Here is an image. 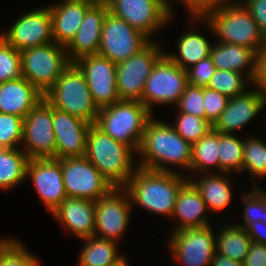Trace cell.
Segmentation results:
<instances>
[{
  "label": "cell",
  "mask_w": 266,
  "mask_h": 266,
  "mask_svg": "<svg viewBox=\"0 0 266 266\" xmlns=\"http://www.w3.org/2000/svg\"><path fill=\"white\" fill-rule=\"evenodd\" d=\"M54 108L95 124L99 112L93 102L86 78L75 63H71L44 94Z\"/></svg>",
  "instance_id": "obj_6"
},
{
  "label": "cell",
  "mask_w": 266,
  "mask_h": 266,
  "mask_svg": "<svg viewBox=\"0 0 266 266\" xmlns=\"http://www.w3.org/2000/svg\"><path fill=\"white\" fill-rule=\"evenodd\" d=\"M265 105L266 96L258 89L247 90L244 94L231 97L213 129L220 133L233 134L256 117Z\"/></svg>",
  "instance_id": "obj_20"
},
{
  "label": "cell",
  "mask_w": 266,
  "mask_h": 266,
  "mask_svg": "<svg viewBox=\"0 0 266 266\" xmlns=\"http://www.w3.org/2000/svg\"><path fill=\"white\" fill-rule=\"evenodd\" d=\"M169 8H170V11L172 10V7H171V4L168 3L169 1L168 0H162Z\"/></svg>",
  "instance_id": "obj_52"
},
{
  "label": "cell",
  "mask_w": 266,
  "mask_h": 266,
  "mask_svg": "<svg viewBox=\"0 0 266 266\" xmlns=\"http://www.w3.org/2000/svg\"><path fill=\"white\" fill-rule=\"evenodd\" d=\"M210 44L205 36L193 31L188 32L183 34L178 40L179 55L167 54V56L176 65L186 70L203 58L210 56L212 47Z\"/></svg>",
  "instance_id": "obj_30"
},
{
  "label": "cell",
  "mask_w": 266,
  "mask_h": 266,
  "mask_svg": "<svg viewBox=\"0 0 266 266\" xmlns=\"http://www.w3.org/2000/svg\"><path fill=\"white\" fill-rule=\"evenodd\" d=\"M74 63L83 72L98 109L120 100L116 84L117 64L100 54L83 56Z\"/></svg>",
  "instance_id": "obj_16"
},
{
  "label": "cell",
  "mask_w": 266,
  "mask_h": 266,
  "mask_svg": "<svg viewBox=\"0 0 266 266\" xmlns=\"http://www.w3.org/2000/svg\"><path fill=\"white\" fill-rule=\"evenodd\" d=\"M243 148L244 140H240L235 135L219 132L220 172L227 174L243 171Z\"/></svg>",
  "instance_id": "obj_33"
},
{
  "label": "cell",
  "mask_w": 266,
  "mask_h": 266,
  "mask_svg": "<svg viewBox=\"0 0 266 266\" xmlns=\"http://www.w3.org/2000/svg\"><path fill=\"white\" fill-rule=\"evenodd\" d=\"M51 213L80 239L94 236L95 201L67 197Z\"/></svg>",
  "instance_id": "obj_23"
},
{
  "label": "cell",
  "mask_w": 266,
  "mask_h": 266,
  "mask_svg": "<svg viewBox=\"0 0 266 266\" xmlns=\"http://www.w3.org/2000/svg\"><path fill=\"white\" fill-rule=\"evenodd\" d=\"M0 37L18 51L54 42L49 7L38 8L20 16L7 33L0 34Z\"/></svg>",
  "instance_id": "obj_17"
},
{
  "label": "cell",
  "mask_w": 266,
  "mask_h": 266,
  "mask_svg": "<svg viewBox=\"0 0 266 266\" xmlns=\"http://www.w3.org/2000/svg\"><path fill=\"white\" fill-rule=\"evenodd\" d=\"M192 145L173 126L153 117L147 122L138 149V167L155 171H173L164 164L177 165L190 171ZM166 167V168H165Z\"/></svg>",
  "instance_id": "obj_2"
},
{
  "label": "cell",
  "mask_w": 266,
  "mask_h": 266,
  "mask_svg": "<svg viewBox=\"0 0 266 266\" xmlns=\"http://www.w3.org/2000/svg\"><path fill=\"white\" fill-rule=\"evenodd\" d=\"M73 1H85V2L91 3L92 5L107 3V0H73Z\"/></svg>",
  "instance_id": "obj_51"
},
{
  "label": "cell",
  "mask_w": 266,
  "mask_h": 266,
  "mask_svg": "<svg viewBox=\"0 0 266 266\" xmlns=\"http://www.w3.org/2000/svg\"><path fill=\"white\" fill-rule=\"evenodd\" d=\"M81 240L86 243L81 249L78 266H111L121 257L116 241L97 236Z\"/></svg>",
  "instance_id": "obj_31"
},
{
  "label": "cell",
  "mask_w": 266,
  "mask_h": 266,
  "mask_svg": "<svg viewBox=\"0 0 266 266\" xmlns=\"http://www.w3.org/2000/svg\"><path fill=\"white\" fill-rule=\"evenodd\" d=\"M152 115L142 102L119 100L99 109L95 125L138 152L146 124Z\"/></svg>",
  "instance_id": "obj_5"
},
{
  "label": "cell",
  "mask_w": 266,
  "mask_h": 266,
  "mask_svg": "<svg viewBox=\"0 0 266 266\" xmlns=\"http://www.w3.org/2000/svg\"><path fill=\"white\" fill-rule=\"evenodd\" d=\"M131 208L130 197L124 188H113L95 201L94 236L117 242L129 224Z\"/></svg>",
  "instance_id": "obj_15"
},
{
  "label": "cell",
  "mask_w": 266,
  "mask_h": 266,
  "mask_svg": "<svg viewBox=\"0 0 266 266\" xmlns=\"http://www.w3.org/2000/svg\"><path fill=\"white\" fill-rule=\"evenodd\" d=\"M243 266H266V245L252 241Z\"/></svg>",
  "instance_id": "obj_46"
},
{
  "label": "cell",
  "mask_w": 266,
  "mask_h": 266,
  "mask_svg": "<svg viewBox=\"0 0 266 266\" xmlns=\"http://www.w3.org/2000/svg\"><path fill=\"white\" fill-rule=\"evenodd\" d=\"M163 54L159 44L152 40L140 52L117 64L116 84L120 100L141 102L145 82Z\"/></svg>",
  "instance_id": "obj_10"
},
{
  "label": "cell",
  "mask_w": 266,
  "mask_h": 266,
  "mask_svg": "<svg viewBox=\"0 0 266 266\" xmlns=\"http://www.w3.org/2000/svg\"><path fill=\"white\" fill-rule=\"evenodd\" d=\"M210 266H243V262L215 253Z\"/></svg>",
  "instance_id": "obj_49"
},
{
  "label": "cell",
  "mask_w": 266,
  "mask_h": 266,
  "mask_svg": "<svg viewBox=\"0 0 266 266\" xmlns=\"http://www.w3.org/2000/svg\"><path fill=\"white\" fill-rule=\"evenodd\" d=\"M27 177L33 181L39 197L50 212H53L67 198L62 178L61 159H30L26 168Z\"/></svg>",
  "instance_id": "obj_18"
},
{
  "label": "cell",
  "mask_w": 266,
  "mask_h": 266,
  "mask_svg": "<svg viewBox=\"0 0 266 266\" xmlns=\"http://www.w3.org/2000/svg\"><path fill=\"white\" fill-rule=\"evenodd\" d=\"M189 8L192 18L194 16H204L208 11L218 8L228 0H182Z\"/></svg>",
  "instance_id": "obj_45"
},
{
  "label": "cell",
  "mask_w": 266,
  "mask_h": 266,
  "mask_svg": "<svg viewBox=\"0 0 266 266\" xmlns=\"http://www.w3.org/2000/svg\"><path fill=\"white\" fill-rule=\"evenodd\" d=\"M253 83L266 96V43L257 54L256 75Z\"/></svg>",
  "instance_id": "obj_47"
},
{
  "label": "cell",
  "mask_w": 266,
  "mask_h": 266,
  "mask_svg": "<svg viewBox=\"0 0 266 266\" xmlns=\"http://www.w3.org/2000/svg\"><path fill=\"white\" fill-rule=\"evenodd\" d=\"M243 5L266 38V0H244Z\"/></svg>",
  "instance_id": "obj_44"
},
{
  "label": "cell",
  "mask_w": 266,
  "mask_h": 266,
  "mask_svg": "<svg viewBox=\"0 0 266 266\" xmlns=\"http://www.w3.org/2000/svg\"><path fill=\"white\" fill-rule=\"evenodd\" d=\"M108 13L107 4L92 5L73 40L66 47L67 56L71 63L83 56L98 54L101 41L102 26Z\"/></svg>",
  "instance_id": "obj_21"
},
{
  "label": "cell",
  "mask_w": 266,
  "mask_h": 266,
  "mask_svg": "<svg viewBox=\"0 0 266 266\" xmlns=\"http://www.w3.org/2000/svg\"><path fill=\"white\" fill-rule=\"evenodd\" d=\"M133 153L131 147L91 125L85 157L114 188H123L134 174Z\"/></svg>",
  "instance_id": "obj_3"
},
{
  "label": "cell",
  "mask_w": 266,
  "mask_h": 266,
  "mask_svg": "<svg viewBox=\"0 0 266 266\" xmlns=\"http://www.w3.org/2000/svg\"><path fill=\"white\" fill-rule=\"evenodd\" d=\"M188 85L186 70L176 65L167 54H163L151 70L145 82L141 102L152 111L154 104L177 105Z\"/></svg>",
  "instance_id": "obj_8"
},
{
  "label": "cell",
  "mask_w": 266,
  "mask_h": 266,
  "mask_svg": "<svg viewBox=\"0 0 266 266\" xmlns=\"http://www.w3.org/2000/svg\"><path fill=\"white\" fill-rule=\"evenodd\" d=\"M218 150L219 132L212 129L198 142L192 144L190 171L202 174L210 171L211 167L220 169Z\"/></svg>",
  "instance_id": "obj_32"
},
{
  "label": "cell",
  "mask_w": 266,
  "mask_h": 266,
  "mask_svg": "<svg viewBox=\"0 0 266 266\" xmlns=\"http://www.w3.org/2000/svg\"><path fill=\"white\" fill-rule=\"evenodd\" d=\"M43 98L44 94L22 76L0 83V113L25 118Z\"/></svg>",
  "instance_id": "obj_22"
},
{
  "label": "cell",
  "mask_w": 266,
  "mask_h": 266,
  "mask_svg": "<svg viewBox=\"0 0 266 266\" xmlns=\"http://www.w3.org/2000/svg\"><path fill=\"white\" fill-rule=\"evenodd\" d=\"M29 160L19 148H0V191L11 189L26 179Z\"/></svg>",
  "instance_id": "obj_28"
},
{
  "label": "cell",
  "mask_w": 266,
  "mask_h": 266,
  "mask_svg": "<svg viewBox=\"0 0 266 266\" xmlns=\"http://www.w3.org/2000/svg\"><path fill=\"white\" fill-rule=\"evenodd\" d=\"M21 73L42 94H45L57 78L71 64L66 48L56 42L20 51Z\"/></svg>",
  "instance_id": "obj_7"
},
{
  "label": "cell",
  "mask_w": 266,
  "mask_h": 266,
  "mask_svg": "<svg viewBox=\"0 0 266 266\" xmlns=\"http://www.w3.org/2000/svg\"><path fill=\"white\" fill-rule=\"evenodd\" d=\"M216 253L238 262H244L252 243L246 229L235 225L224 227L215 236Z\"/></svg>",
  "instance_id": "obj_29"
},
{
  "label": "cell",
  "mask_w": 266,
  "mask_h": 266,
  "mask_svg": "<svg viewBox=\"0 0 266 266\" xmlns=\"http://www.w3.org/2000/svg\"><path fill=\"white\" fill-rule=\"evenodd\" d=\"M108 11L148 38L165 26L172 11L162 0H107Z\"/></svg>",
  "instance_id": "obj_13"
},
{
  "label": "cell",
  "mask_w": 266,
  "mask_h": 266,
  "mask_svg": "<svg viewBox=\"0 0 266 266\" xmlns=\"http://www.w3.org/2000/svg\"><path fill=\"white\" fill-rule=\"evenodd\" d=\"M151 40L108 11L103 21L98 54L118 64L140 52Z\"/></svg>",
  "instance_id": "obj_9"
},
{
  "label": "cell",
  "mask_w": 266,
  "mask_h": 266,
  "mask_svg": "<svg viewBox=\"0 0 266 266\" xmlns=\"http://www.w3.org/2000/svg\"><path fill=\"white\" fill-rule=\"evenodd\" d=\"M246 231L252 241L266 245V223L256 221L251 223Z\"/></svg>",
  "instance_id": "obj_48"
},
{
  "label": "cell",
  "mask_w": 266,
  "mask_h": 266,
  "mask_svg": "<svg viewBox=\"0 0 266 266\" xmlns=\"http://www.w3.org/2000/svg\"><path fill=\"white\" fill-rule=\"evenodd\" d=\"M248 171L259 178L266 176V142L257 137H251L244 141L243 170Z\"/></svg>",
  "instance_id": "obj_35"
},
{
  "label": "cell",
  "mask_w": 266,
  "mask_h": 266,
  "mask_svg": "<svg viewBox=\"0 0 266 266\" xmlns=\"http://www.w3.org/2000/svg\"><path fill=\"white\" fill-rule=\"evenodd\" d=\"M229 98L218 91L203 87L205 119L213 126L226 108Z\"/></svg>",
  "instance_id": "obj_42"
},
{
  "label": "cell",
  "mask_w": 266,
  "mask_h": 266,
  "mask_svg": "<svg viewBox=\"0 0 266 266\" xmlns=\"http://www.w3.org/2000/svg\"><path fill=\"white\" fill-rule=\"evenodd\" d=\"M91 6V3L73 0H64L60 4L48 6L52 15L54 42L66 48L78 32L85 13Z\"/></svg>",
  "instance_id": "obj_24"
},
{
  "label": "cell",
  "mask_w": 266,
  "mask_h": 266,
  "mask_svg": "<svg viewBox=\"0 0 266 266\" xmlns=\"http://www.w3.org/2000/svg\"><path fill=\"white\" fill-rule=\"evenodd\" d=\"M216 69L210 56L203 58L198 63L186 69L188 84L206 87Z\"/></svg>",
  "instance_id": "obj_43"
},
{
  "label": "cell",
  "mask_w": 266,
  "mask_h": 266,
  "mask_svg": "<svg viewBox=\"0 0 266 266\" xmlns=\"http://www.w3.org/2000/svg\"><path fill=\"white\" fill-rule=\"evenodd\" d=\"M61 169L68 198L97 201L114 188L85 156L61 158Z\"/></svg>",
  "instance_id": "obj_11"
},
{
  "label": "cell",
  "mask_w": 266,
  "mask_h": 266,
  "mask_svg": "<svg viewBox=\"0 0 266 266\" xmlns=\"http://www.w3.org/2000/svg\"><path fill=\"white\" fill-rule=\"evenodd\" d=\"M246 78L245 75L235 71L216 69L206 87L231 98L246 92V84L250 81Z\"/></svg>",
  "instance_id": "obj_34"
},
{
  "label": "cell",
  "mask_w": 266,
  "mask_h": 266,
  "mask_svg": "<svg viewBox=\"0 0 266 266\" xmlns=\"http://www.w3.org/2000/svg\"><path fill=\"white\" fill-rule=\"evenodd\" d=\"M207 205L201 197L199 190L188 180L178 192L172 217L179 224L174 231L183 228L205 227L210 225L205 210ZM205 213V215H204Z\"/></svg>",
  "instance_id": "obj_25"
},
{
  "label": "cell",
  "mask_w": 266,
  "mask_h": 266,
  "mask_svg": "<svg viewBox=\"0 0 266 266\" xmlns=\"http://www.w3.org/2000/svg\"><path fill=\"white\" fill-rule=\"evenodd\" d=\"M0 266H39L38 259L15 239L0 240Z\"/></svg>",
  "instance_id": "obj_36"
},
{
  "label": "cell",
  "mask_w": 266,
  "mask_h": 266,
  "mask_svg": "<svg viewBox=\"0 0 266 266\" xmlns=\"http://www.w3.org/2000/svg\"><path fill=\"white\" fill-rule=\"evenodd\" d=\"M251 192L242 193L241 200L245 203L244 224L239 227L246 229L251 223L256 221L266 223V192L259 189L253 182Z\"/></svg>",
  "instance_id": "obj_38"
},
{
  "label": "cell",
  "mask_w": 266,
  "mask_h": 266,
  "mask_svg": "<svg viewBox=\"0 0 266 266\" xmlns=\"http://www.w3.org/2000/svg\"><path fill=\"white\" fill-rule=\"evenodd\" d=\"M24 118L0 113V148H19Z\"/></svg>",
  "instance_id": "obj_40"
},
{
  "label": "cell",
  "mask_w": 266,
  "mask_h": 266,
  "mask_svg": "<svg viewBox=\"0 0 266 266\" xmlns=\"http://www.w3.org/2000/svg\"><path fill=\"white\" fill-rule=\"evenodd\" d=\"M178 115L176 125L174 123L173 127L191 145L198 142L213 129V126L204 118L187 113H179Z\"/></svg>",
  "instance_id": "obj_37"
},
{
  "label": "cell",
  "mask_w": 266,
  "mask_h": 266,
  "mask_svg": "<svg viewBox=\"0 0 266 266\" xmlns=\"http://www.w3.org/2000/svg\"><path fill=\"white\" fill-rule=\"evenodd\" d=\"M179 113H187L205 119L203 87L188 84L177 103Z\"/></svg>",
  "instance_id": "obj_41"
},
{
  "label": "cell",
  "mask_w": 266,
  "mask_h": 266,
  "mask_svg": "<svg viewBox=\"0 0 266 266\" xmlns=\"http://www.w3.org/2000/svg\"><path fill=\"white\" fill-rule=\"evenodd\" d=\"M111 266H128V265L126 259L123 256H121Z\"/></svg>",
  "instance_id": "obj_50"
},
{
  "label": "cell",
  "mask_w": 266,
  "mask_h": 266,
  "mask_svg": "<svg viewBox=\"0 0 266 266\" xmlns=\"http://www.w3.org/2000/svg\"><path fill=\"white\" fill-rule=\"evenodd\" d=\"M210 57L217 69L245 74L244 69L249 67L246 76L253 84L257 64V53L254 50L237 44L218 42L211 47Z\"/></svg>",
  "instance_id": "obj_26"
},
{
  "label": "cell",
  "mask_w": 266,
  "mask_h": 266,
  "mask_svg": "<svg viewBox=\"0 0 266 266\" xmlns=\"http://www.w3.org/2000/svg\"><path fill=\"white\" fill-rule=\"evenodd\" d=\"M137 168V169H136ZM123 187L131 204H138L150 213L172 216L180 188L188 181L180 172L155 171L136 167Z\"/></svg>",
  "instance_id": "obj_1"
},
{
  "label": "cell",
  "mask_w": 266,
  "mask_h": 266,
  "mask_svg": "<svg viewBox=\"0 0 266 266\" xmlns=\"http://www.w3.org/2000/svg\"><path fill=\"white\" fill-rule=\"evenodd\" d=\"M211 227L173 231L169 244L173 257L186 266H210L216 253L215 233Z\"/></svg>",
  "instance_id": "obj_14"
},
{
  "label": "cell",
  "mask_w": 266,
  "mask_h": 266,
  "mask_svg": "<svg viewBox=\"0 0 266 266\" xmlns=\"http://www.w3.org/2000/svg\"><path fill=\"white\" fill-rule=\"evenodd\" d=\"M203 177L199 178L198 181H190L199 190L207 207L216 212L226 208L232 199L229 179L225 175L210 172L204 174Z\"/></svg>",
  "instance_id": "obj_27"
},
{
  "label": "cell",
  "mask_w": 266,
  "mask_h": 266,
  "mask_svg": "<svg viewBox=\"0 0 266 266\" xmlns=\"http://www.w3.org/2000/svg\"><path fill=\"white\" fill-rule=\"evenodd\" d=\"M207 22L209 30L219 37L220 43L237 44L254 50L257 54L266 43L265 36L251 14L242 4L227 1L204 16H194Z\"/></svg>",
  "instance_id": "obj_4"
},
{
  "label": "cell",
  "mask_w": 266,
  "mask_h": 266,
  "mask_svg": "<svg viewBox=\"0 0 266 266\" xmlns=\"http://www.w3.org/2000/svg\"><path fill=\"white\" fill-rule=\"evenodd\" d=\"M21 76L20 51L0 37V83L17 79Z\"/></svg>",
  "instance_id": "obj_39"
},
{
  "label": "cell",
  "mask_w": 266,
  "mask_h": 266,
  "mask_svg": "<svg viewBox=\"0 0 266 266\" xmlns=\"http://www.w3.org/2000/svg\"><path fill=\"white\" fill-rule=\"evenodd\" d=\"M29 159L54 158L56 138L52 106L43 98L24 118L21 144ZM26 150V151H25Z\"/></svg>",
  "instance_id": "obj_12"
},
{
  "label": "cell",
  "mask_w": 266,
  "mask_h": 266,
  "mask_svg": "<svg viewBox=\"0 0 266 266\" xmlns=\"http://www.w3.org/2000/svg\"><path fill=\"white\" fill-rule=\"evenodd\" d=\"M52 122L56 138L55 159L84 157L92 124L54 107Z\"/></svg>",
  "instance_id": "obj_19"
}]
</instances>
